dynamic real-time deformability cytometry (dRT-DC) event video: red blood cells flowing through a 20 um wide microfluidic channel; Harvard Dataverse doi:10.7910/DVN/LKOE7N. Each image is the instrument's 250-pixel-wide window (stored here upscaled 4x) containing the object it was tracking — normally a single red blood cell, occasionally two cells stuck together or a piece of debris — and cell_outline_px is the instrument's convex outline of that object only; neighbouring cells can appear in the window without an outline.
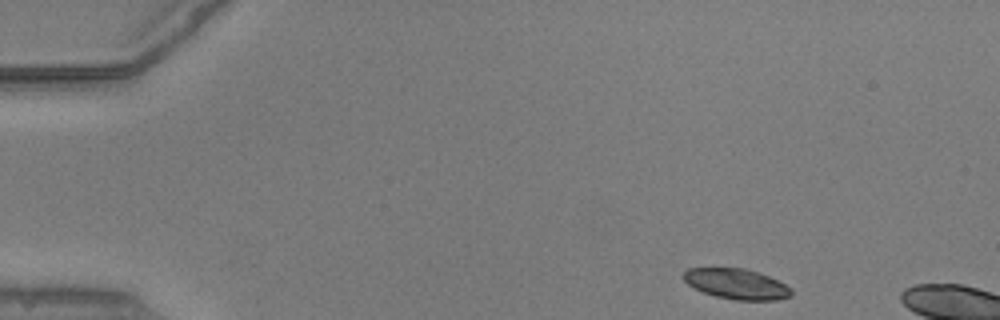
{"species": "common noctule bat (a hibernating species)", "species_latin": "Nyctalus noctula", "temperature_condition": "warm", "stored_images_in_passage": 7, "camera_frame_rate_fps": 3000, "um_per_image_px": 0.085, "animal": {"sex": "male", "body_mass_g": 20.5, "forearm_length_mm": 52.5}, "frame": {"image": 1, "passage_image": 1, "time_ms": 0.0, "image_size_px": [1000, 320], "cell_outline_px": [[792, 296], [776, 300], [736, 300], [716, 296], [704, 292], [688, 284], [684, 280], [684, 272], [688, 268], [744, 268], [768, 276], [792, 288]], "centroid_in_image_um": [62.62, 24.14], "position_along_channel_um": 22.4, "area_um2": 18.84}}